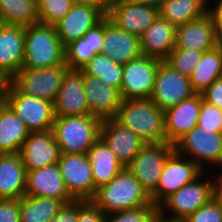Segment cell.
<instances>
[{
    "instance_id": "obj_14",
    "label": "cell",
    "mask_w": 222,
    "mask_h": 222,
    "mask_svg": "<svg viewBox=\"0 0 222 222\" xmlns=\"http://www.w3.org/2000/svg\"><path fill=\"white\" fill-rule=\"evenodd\" d=\"M107 15L102 5L74 4L72 9L54 24L64 47L83 35Z\"/></svg>"
},
{
    "instance_id": "obj_13",
    "label": "cell",
    "mask_w": 222,
    "mask_h": 222,
    "mask_svg": "<svg viewBox=\"0 0 222 222\" xmlns=\"http://www.w3.org/2000/svg\"><path fill=\"white\" fill-rule=\"evenodd\" d=\"M195 94L189 77L176 72L165 61L159 64L155 87L150 100L161 110L165 111L176 106Z\"/></svg>"
},
{
    "instance_id": "obj_47",
    "label": "cell",
    "mask_w": 222,
    "mask_h": 222,
    "mask_svg": "<svg viewBox=\"0 0 222 222\" xmlns=\"http://www.w3.org/2000/svg\"><path fill=\"white\" fill-rule=\"evenodd\" d=\"M74 4L101 5L100 0H72Z\"/></svg>"
},
{
    "instance_id": "obj_52",
    "label": "cell",
    "mask_w": 222,
    "mask_h": 222,
    "mask_svg": "<svg viewBox=\"0 0 222 222\" xmlns=\"http://www.w3.org/2000/svg\"><path fill=\"white\" fill-rule=\"evenodd\" d=\"M5 104L6 102H5L4 93H0V111Z\"/></svg>"
},
{
    "instance_id": "obj_29",
    "label": "cell",
    "mask_w": 222,
    "mask_h": 222,
    "mask_svg": "<svg viewBox=\"0 0 222 222\" xmlns=\"http://www.w3.org/2000/svg\"><path fill=\"white\" fill-rule=\"evenodd\" d=\"M30 131L5 104L0 111V154L19 153Z\"/></svg>"
},
{
    "instance_id": "obj_35",
    "label": "cell",
    "mask_w": 222,
    "mask_h": 222,
    "mask_svg": "<svg viewBox=\"0 0 222 222\" xmlns=\"http://www.w3.org/2000/svg\"><path fill=\"white\" fill-rule=\"evenodd\" d=\"M72 0H36L39 23L54 25L72 9Z\"/></svg>"
},
{
    "instance_id": "obj_22",
    "label": "cell",
    "mask_w": 222,
    "mask_h": 222,
    "mask_svg": "<svg viewBox=\"0 0 222 222\" xmlns=\"http://www.w3.org/2000/svg\"><path fill=\"white\" fill-rule=\"evenodd\" d=\"M100 138L115 153L124 167L131 163L144 145L135 133L122 126L114 118L102 121Z\"/></svg>"
},
{
    "instance_id": "obj_15",
    "label": "cell",
    "mask_w": 222,
    "mask_h": 222,
    "mask_svg": "<svg viewBox=\"0 0 222 222\" xmlns=\"http://www.w3.org/2000/svg\"><path fill=\"white\" fill-rule=\"evenodd\" d=\"M107 16L125 32L140 37L159 16V9L131 0L112 5Z\"/></svg>"
},
{
    "instance_id": "obj_39",
    "label": "cell",
    "mask_w": 222,
    "mask_h": 222,
    "mask_svg": "<svg viewBox=\"0 0 222 222\" xmlns=\"http://www.w3.org/2000/svg\"><path fill=\"white\" fill-rule=\"evenodd\" d=\"M183 222H222V207L214 196L205 205L187 216Z\"/></svg>"
},
{
    "instance_id": "obj_50",
    "label": "cell",
    "mask_w": 222,
    "mask_h": 222,
    "mask_svg": "<svg viewBox=\"0 0 222 222\" xmlns=\"http://www.w3.org/2000/svg\"><path fill=\"white\" fill-rule=\"evenodd\" d=\"M214 196L218 199V201L222 207V180L219 181V184L216 188Z\"/></svg>"
},
{
    "instance_id": "obj_19",
    "label": "cell",
    "mask_w": 222,
    "mask_h": 222,
    "mask_svg": "<svg viewBox=\"0 0 222 222\" xmlns=\"http://www.w3.org/2000/svg\"><path fill=\"white\" fill-rule=\"evenodd\" d=\"M83 84L89 106V115L102 121L115 118L123 100L120 90L109 86L102 79L84 73Z\"/></svg>"
},
{
    "instance_id": "obj_33",
    "label": "cell",
    "mask_w": 222,
    "mask_h": 222,
    "mask_svg": "<svg viewBox=\"0 0 222 222\" xmlns=\"http://www.w3.org/2000/svg\"><path fill=\"white\" fill-rule=\"evenodd\" d=\"M38 20L36 0H0V23L26 27Z\"/></svg>"
},
{
    "instance_id": "obj_40",
    "label": "cell",
    "mask_w": 222,
    "mask_h": 222,
    "mask_svg": "<svg viewBox=\"0 0 222 222\" xmlns=\"http://www.w3.org/2000/svg\"><path fill=\"white\" fill-rule=\"evenodd\" d=\"M106 215L91 200H78L77 222H105Z\"/></svg>"
},
{
    "instance_id": "obj_38",
    "label": "cell",
    "mask_w": 222,
    "mask_h": 222,
    "mask_svg": "<svg viewBox=\"0 0 222 222\" xmlns=\"http://www.w3.org/2000/svg\"><path fill=\"white\" fill-rule=\"evenodd\" d=\"M197 126L209 132L222 133V110L202 100Z\"/></svg>"
},
{
    "instance_id": "obj_3",
    "label": "cell",
    "mask_w": 222,
    "mask_h": 222,
    "mask_svg": "<svg viewBox=\"0 0 222 222\" xmlns=\"http://www.w3.org/2000/svg\"><path fill=\"white\" fill-rule=\"evenodd\" d=\"M25 60L22 68L42 69L65 63V47L54 25L36 23L25 27Z\"/></svg>"
},
{
    "instance_id": "obj_17",
    "label": "cell",
    "mask_w": 222,
    "mask_h": 222,
    "mask_svg": "<svg viewBox=\"0 0 222 222\" xmlns=\"http://www.w3.org/2000/svg\"><path fill=\"white\" fill-rule=\"evenodd\" d=\"M26 171L58 163L61 152L52 130L30 132L19 152Z\"/></svg>"
},
{
    "instance_id": "obj_23",
    "label": "cell",
    "mask_w": 222,
    "mask_h": 222,
    "mask_svg": "<svg viewBox=\"0 0 222 222\" xmlns=\"http://www.w3.org/2000/svg\"><path fill=\"white\" fill-rule=\"evenodd\" d=\"M101 53L107 55L114 62L126 64L142 55L140 37L125 32L106 15Z\"/></svg>"
},
{
    "instance_id": "obj_18",
    "label": "cell",
    "mask_w": 222,
    "mask_h": 222,
    "mask_svg": "<svg viewBox=\"0 0 222 222\" xmlns=\"http://www.w3.org/2000/svg\"><path fill=\"white\" fill-rule=\"evenodd\" d=\"M202 100V94H195L164 111V132L167 143L174 145L197 126Z\"/></svg>"
},
{
    "instance_id": "obj_48",
    "label": "cell",
    "mask_w": 222,
    "mask_h": 222,
    "mask_svg": "<svg viewBox=\"0 0 222 222\" xmlns=\"http://www.w3.org/2000/svg\"><path fill=\"white\" fill-rule=\"evenodd\" d=\"M124 0H100L101 5L108 10L112 5L122 2Z\"/></svg>"
},
{
    "instance_id": "obj_9",
    "label": "cell",
    "mask_w": 222,
    "mask_h": 222,
    "mask_svg": "<svg viewBox=\"0 0 222 222\" xmlns=\"http://www.w3.org/2000/svg\"><path fill=\"white\" fill-rule=\"evenodd\" d=\"M173 151L174 145L167 142L144 144L127 166L149 196L156 191L164 163Z\"/></svg>"
},
{
    "instance_id": "obj_4",
    "label": "cell",
    "mask_w": 222,
    "mask_h": 222,
    "mask_svg": "<svg viewBox=\"0 0 222 222\" xmlns=\"http://www.w3.org/2000/svg\"><path fill=\"white\" fill-rule=\"evenodd\" d=\"M102 120L92 116L55 117L52 132L64 154H86L100 138Z\"/></svg>"
},
{
    "instance_id": "obj_10",
    "label": "cell",
    "mask_w": 222,
    "mask_h": 222,
    "mask_svg": "<svg viewBox=\"0 0 222 222\" xmlns=\"http://www.w3.org/2000/svg\"><path fill=\"white\" fill-rule=\"evenodd\" d=\"M204 170L175 150L166 159L156 191L150 196L154 205L177 192L182 186L202 177Z\"/></svg>"
},
{
    "instance_id": "obj_32",
    "label": "cell",
    "mask_w": 222,
    "mask_h": 222,
    "mask_svg": "<svg viewBox=\"0 0 222 222\" xmlns=\"http://www.w3.org/2000/svg\"><path fill=\"white\" fill-rule=\"evenodd\" d=\"M65 203L48 197L20 198V222H50Z\"/></svg>"
},
{
    "instance_id": "obj_49",
    "label": "cell",
    "mask_w": 222,
    "mask_h": 222,
    "mask_svg": "<svg viewBox=\"0 0 222 222\" xmlns=\"http://www.w3.org/2000/svg\"><path fill=\"white\" fill-rule=\"evenodd\" d=\"M8 84V79L0 71V93H4Z\"/></svg>"
},
{
    "instance_id": "obj_20",
    "label": "cell",
    "mask_w": 222,
    "mask_h": 222,
    "mask_svg": "<svg viewBox=\"0 0 222 222\" xmlns=\"http://www.w3.org/2000/svg\"><path fill=\"white\" fill-rule=\"evenodd\" d=\"M25 196L54 198L65 204L74 201L65 187L58 163L27 171Z\"/></svg>"
},
{
    "instance_id": "obj_26",
    "label": "cell",
    "mask_w": 222,
    "mask_h": 222,
    "mask_svg": "<svg viewBox=\"0 0 222 222\" xmlns=\"http://www.w3.org/2000/svg\"><path fill=\"white\" fill-rule=\"evenodd\" d=\"M27 171L19 153L0 154V199L25 196Z\"/></svg>"
},
{
    "instance_id": "obj_21",
    "label": "cell",
    "mask_w": 222,
    "mask_h": 222,
    "mask_svg": "<svg viewBox=\"0 0 222 222\" xmlns=\"http://www.w3.org/2000/svg\"><path fill=\"white\" fill-rule=\"evenodd\" d=\"M25 26L0 23V71L9 80L25 60Z\"/></svg>"
},
{
    "instance_id": "obj_34",
    "label": "cell",
    "mask_w": 222,
    "mask_h": 222,
    "mask_svg": "<svg viewBox=\"0 0 222 222\" xmlns=\"http://www.w3.org/2000/svg\"><path fill=\"white\" fill-rule=\"evenodd\" d=\"M85 75L102 79L109 86L121 89L123 64L114 62L107 55L96 54L80 69Z\"/></svg>"
},
{
    "instance_id": "obj_43",
    "label": "cell",
    "mask_w": 222,
    "mask_h": 222,
    "mask_svg": "<svg viewBox=\"0 0 222 222\" xmlns=\"http://www.w3.org/2000/svg\"><path fill=\"white\" fill-rule=\"evenodd\" d=\"M78 221V200L64 204L60 211L50 222H77Z\"/></svg>"
},
{
    "instance_id": "obj_24",
    "label": "cell",
    "mask_w": 222,
    "mask_h": 222,
    "mask_svg": "<svg viewBox=\"0 0 222 222\" xmlns=\"http://www.w3.org/2000/svg\"><path fill=\"white\" fill-rule=\"evenodd\" d=\"M215 47V26L208 13L176 27L174 49H194L205 52Z\"/></svg>"
},
{
    "instance_id": "obj_1",
    "label": "cell",
    "mask_w": 222,
    "mask_h": 222,
    "mask_svg": "<svg viewBox=\"0 0 222 222\" xmlns=\"http://www.w3.org/2000/svg\"><path fill=\"white\" fill-rule=\"evenodd\" d=\"M91 201L107 215L154 205L136 177L125 167L109 183L96 189Z\"/></svg>"
},
{
    "instance_id": "obj_51",
    "label": "cell",
    "mask_w": 222,
    "mask_h": 222,
    "mask_svg": "<svg viewBox=\"0 0 222 222\" xmlns=\"http://www.w3.org/2000/svg\"><path fill=\"white\" fill-rule=\"evenodd\" d=\"M154 222H183V220L170 219L158 214Z\"/></svg>"
},
{
    "instance_id": "obj_12",
    "label": "cell",
    "mask_w": 222,
    "mask_h": 222,
    "mask_svg": "<svg viewBox=\"0 0 222 222\" xmlns=\"http://www.w3.org/2000/svg\"><path fill=\"white\" fill-rule=\"evenodd\" d=\"M58 165L70 196L74 200H91L97 188L86 154L61 153Z\"/></svg>"
},
{
    "instance_id": "obj_44",
    "label": "cell",
    "mask_w": 222,
    "mask_h": 222,
    "mask_svg": "<svg viewBox=\"0 0 222 222\" xmlns=\"http://www.w3.org/2000/svg\"><path fill=\"white\" fill-rule=\"evenodd\" d=\"M207 13L210 15L214 25H222V0L217 1V4L213 8H209Z\"/></svg>"
},
{
    "instance_id": "obj_30",
    "label": "cell",
    "mask_w": 222,
    "mask_h": 222,
    "mask_svg": "<svg viewBox=\"0 0 222 222\" xmlns=\"http://www.w3.org/2000/svg\"><path fill=\"white\" fill-rule=\"evenodd\" d=\"M209 1L166 0L159 8V16L178 27L207 14Z\"/></svg>"
},
{
    "instance_id": "obj_27",
    "label": "cell",
    "mask_w": 222,
    "mask_h": 222,
    "mask_svg": "<svg viewBox=\"0 0 222 222\" xmlns=\"http://www.w3.org/2000/svg\"><path fill=\"white\" fill-rule=\"evenodd\" d=\"M104 38V18L90 28L82 38L65 47V63L70 69L80 70L96 54L102 52Z\"/></svg>"
},
{
    "instance_id": "obj_31",
    "label": "cell",
    "mask_w": 222,
    "mask_h": 222,
    "mask_svg": "<svg viewBox=\"0 0 222 222\" xmlns=\"http://www.w3.org/2000/svg\"><path fill=\"white\" fill-rule=\"evenodd\" d=\"M222 76V49L215 47L205 51L190 78L196 94L203 93L214 81Z\"/></svg>"
},
{
    "instance_id": "obj_5",
    "label": "cell",
    "mask_w": 222,
    "mask_h": 222,
    "mask_svg": "<svg viewBox=\"0 0 222 222\" xmlns=\"http://www.w3.org/2000/svg\"><path fill=\"white\" fill-rule=\"evenodd\" d=\"M212 179L215 178L211 177L209 181L198 177L195 181L182 186L158 205L159 214L166 218L172 215L170 219L184 220L214 197L221 175L214 181ZM167 209L173 214L169 215L168 212L166 215Z\"/></svg>"
},
{
    "instance_id": "obj_37",
    "label": "cell",
    "mask_w": 222,
    "mask_h": 222,
    "mask_svg": "<svg viewBox=\"0 0 222 222\" xmlns=\"http://www.w3.org/2000/svg\"><path fill=\"white\" fill-rule=\"evenodd\" d=\"M158 214L157 205H148L107 214L105 222H154Z\"/></svg>"
},
{
    "instance_id": "obj_28",
    "label": "cell",
    "mask_w": 222,
    "mask_h": 222,
    "mask_svg": "<svg viewBox=\"0 0 222 222\" xmlns=\"http://www.w3.org/2000/svg\"><path fill=\"white\" fill-rule=\"evenodd\" d=\"M86 156L92 166L96 188L109 183L125 168L101 138L88 149Z\"/></svg>"
},
{
    "instance_id": "obj_42",
    "label": "cell",
    "mask_w": 222,
    "mask_h": 222,
    "mask_svg": "<svg viewBox=\"0 0 222 222\" xmlns=\"http://www.w3.org/2000/svg\"><path fill=\"white\" fill-rule=\"evenodd\" d=\"M201 94L204 101L222 110V76Z\"/></svg>"
},
{
    "instance_id": "obj_46",
    "label": "cell",
    "mask_w": 222,
    "mask_h": 222,
    "mask_svg": "<svg viewBox=\"0 0 222 222\" xmlns=\"http://www.w3.org/2000/svg\"><path fill=\"white\" fill-rule=\"evenodd\" d=\"M215 26V44L216 47L222 48V25Z\"/></svg>"
},
{
    "instance_id": "obj_41",
    "label": "cell",
    "mask_w": 222,
    "mask_h": 222,
    "mask_svg": "<svg viewBox=\"0 0 222 222\" xmlns=\"http://www.w3.org/2000/svg\"><path fill=\"white\" fill-rule=\"evenodd\" d=\"M0 222H20V199H0Z\"/></svg>"
},
{
    "instance_id": "obj_6",
    "label": "cell",
    "mask_w": 222,
    "mask_h": 222,
    "mask_svg": "<svg viewBox=\"0 0 222 222\" xmlns=\"http://www.w3.org/2000/svg\"><path fill=\"white\" fill-rule=\"evenodd\" d=\"M69 69L66 64L42 69L21 68L8 82L22 94L54 103Z\"/></svg>"
},
{
    "instance_id": "obj_45",
    "label": "cell",
    "mask_w": 222,
    "mask_h": 222,
    "mask_svg": "<svg viewBox=\"0 0 222 222\" xmlns=\"http://www.w3.org/2000/svg\"><path fill=\"white\" fill-rule=\"evenodd\" d=\"M131 1L154 6L159 9L166 0H131Z\"/></svg>"
},
{
    "instance_id": "obj_7",
    "label": "cell",
    "mask_w": 222,
    "mask_h": 222,
    "mask_svg": "<svg viewBox=\"0 0 222 222\" xmlns=\"http://www.w3.org/2000/svg\"><path fill=\"white\" fill-rule=\"evenodd\" d=\"M6 104L30 132L52 130L54 103L18 92L9 82L4 91Z\"/></svg>"
},
{
    "instance_id": "obj_25",
    "label": "cell",
    "mask_w": 222,
    "mask_h": 222,
    "mask_svg": "<svg viewBox=\"0 0 222 222\" xmlns=\"http://www.w3.org/2000/svg\"><path fill=\"white\" fill-rule=\"evenodd\" d=\"M176 27L158 16L153 24L140 36L143 55L166 61L175 48Z\"/></svg>"
},
{
    "instance_id": "obj_11",
    "label": "cell",
    "mask_w": 222,
    "mask_h": 222,
    "mask_svg": "<svg viewBox=\"0 0 222 222\" xmlns=\"http://www.w3.org/2000/svg\"><path fill=\"white\" fill-rule=\"evenodd\" d=\"M161 62L142 54L123 64L120 89L122 99H150Z\"/></svg>"
},
{
    "instance_id": "obj_36",
    "label": "cell",
    "mask_w": 222,
    "mask_h": 222,
    "mask_svg": "<svg viewBox=\"0 0 222 222\" xmlns=\"http://www.w3.org/2000/svg\"><path fill=\"white\" fill-rule=\"evenodd\" d=\"M202 54L203 52L194 49H173L165 62L176 72L190 77L201 60Z\"/></svg>"
},
{
    "instance_id": "obj_8",
    "label": "cell",
    "mask_w": 222,
    "mask_h": 222,
    "mask_svg": "<svg viewBox=\"0 0 222 222\" xmlns=\"http://www.w3.org/2000/svg\"><path fill=\"white\" fill-rule=\"evenodd\" d=\"M174 150L190 157L202 170L206 169L204 167L208 163L222 169V133L209 132L196 126L174 144Z\"/></svg>"
},
{
    "instance_id": "obj_16",
    "label": "cell",
    "mask_w": 222,
    "mask_h": 222,
    "mask_svg": "<svg viewBox=\"0 0 222 222\" xmlns=\"http://www.w3.org/2000/svg\"><path fill=\"white\" fill-rule=\"evenodd\" d=\"M55 117L89 115V106L83 84V72L69 69L54 102Z\"/></svg>"
},
{
    "instance_id": "obj_2",
    "label": "cell",
    "mask_w": 222,
    "mask_h": 222,
    "mask_svg": "<svg viewBox=\"0 0 222 222\" xmlns=\"http://www.w3.org/2000/svg\"><path fill=\"white\" fill-rule=\"evenodd\" d=\"M114 119L144 144L166 142L164 111L150 99H123Z\"/></svg>"
}]
</instances>
